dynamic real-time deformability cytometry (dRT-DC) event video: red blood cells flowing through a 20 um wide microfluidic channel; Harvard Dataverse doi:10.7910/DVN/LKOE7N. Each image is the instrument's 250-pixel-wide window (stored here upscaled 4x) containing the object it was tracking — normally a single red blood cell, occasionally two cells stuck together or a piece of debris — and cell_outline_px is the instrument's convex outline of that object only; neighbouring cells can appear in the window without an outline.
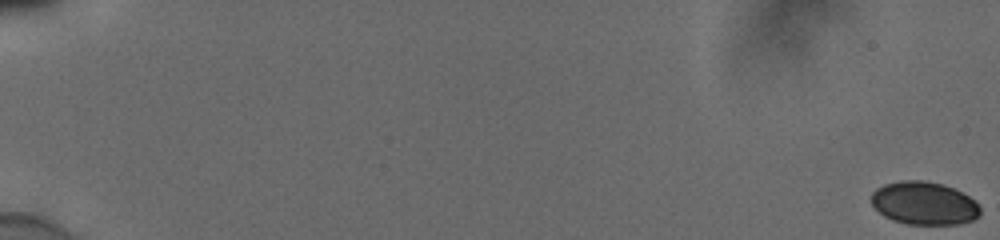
{"species": "human", "species_latin": "Homo sapiens", "temperature_condition": "cold", "stored_images_in_passage": 57, "camera_frame_rate_fps": 3000, "um_per_image_px": 0.085, "donor": {"sex": "male"}, "frame": {"image": 1, "passage_image": 1, "time_ms": 0.0, "image_size_px": [1000, 240], "cell_outline_px": [[980, 216], [972, 220], [960, 224], [908, 224], [892, 220], [884, 216], [872, 204], [872, 192], [876, 188], [884, 184], [900, 180], [924, 180], [944, 184], [976, 200], [980, 208]], "centroid_in_image_um": [78.56, 17.27], "position_along_channel_um": 6.4, "area_um2": 27.4}}
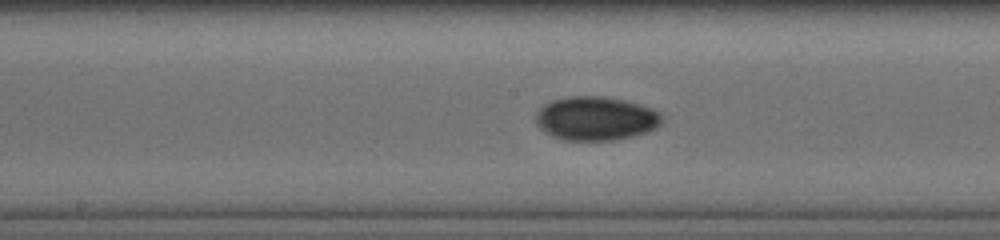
{"frame": {"image": 2, "passage_image": 33, "time_ms": 10.667, "image_size_px": [1000, 240], "cell_outline_px": [[664, 124], [648, 132], [616, 140], [564, 140], [552, 136], [544, 132], [536, 124], [536, 112], [544, 104], [552, 100], [572, 96], [596, 96], [620, 100], [640, 104], [652, 108], [660, 112], [664, 116]], "centroid_in_image_um": [50.68, 10.08], "position_along_channel_um": 197.5, "area_um2": 32.43}}
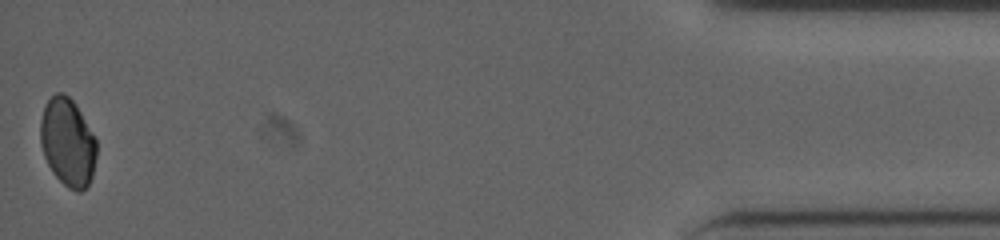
{"frame": {"image": 3, "passage_image": 57, "time_ms": 18.667, "image_size_px": [1000, 240], "cell_outline_px": [[96, 156], [92, 176], [88, 184], [80, 192], [76, 192], [68, 188], [52, 172], [44, 156], [40, 144], [40, 120], [44, 108], [48, 100], [56, 92], [64, 92], [76, 104], [96, 140]], "centroid_in_image_um": [5.74, 12.09], "position_along_channel_um": 429.5, "area_um2": 28.73}}